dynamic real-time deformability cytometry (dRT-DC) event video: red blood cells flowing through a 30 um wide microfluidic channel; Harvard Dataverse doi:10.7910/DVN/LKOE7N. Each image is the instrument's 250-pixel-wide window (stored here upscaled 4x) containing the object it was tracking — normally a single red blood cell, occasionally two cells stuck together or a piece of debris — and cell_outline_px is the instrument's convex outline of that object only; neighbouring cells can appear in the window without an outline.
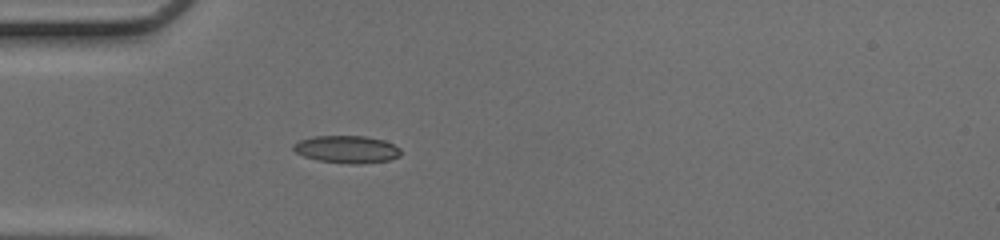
{"species": "common noctule bat (a hibernating species)", "species_latin": "Nyctalus noctula", "temperature_condition": "cold", "stored_images_in_passage": 35, "camera_frame_rate_fps": 3000, "um_per_image_px": 0.085, "animal": {"sex": "female", "body_mass_g": 17.0, "forearm_length_mm": 48.0}, "frame": {"image": 1, "passage_image": 1, "time_ms": 0.0, "image_size_px": [1000, 240], "cell_outline_px": [[400, 156], [388, 160], [360, 164], [348, 164], [320, 160], [304, 156], [296, 152], [292, 148], [292, 144], [300, 140], [316, 136], [364, 136], [384, 140], [400, 148]], "centroid_in_image_um": [29.48, 12.69], "position_along_channel_um": 55.5, "area_um2": 17.05}}
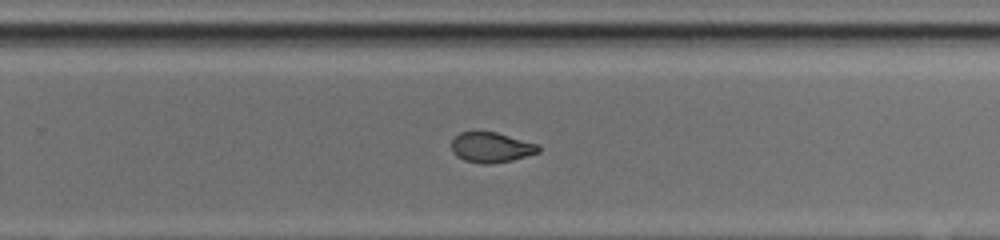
{"frame": {"image": 2, "passage_image": 18, "time_ms": 5.667, "image_size_px": [1000, 240], "cell_outline_px": [[540, 152], [512, 160], [492, 164], [480, 164], [464, 160], [456, 156], [452, 152], [452, 140], [460, 132], [496, 132], [540, 144]], "centroid_in_image_um": [41.77, 12.54], "position_along_channel_um": 288.0, "area_um2": 15.43}}
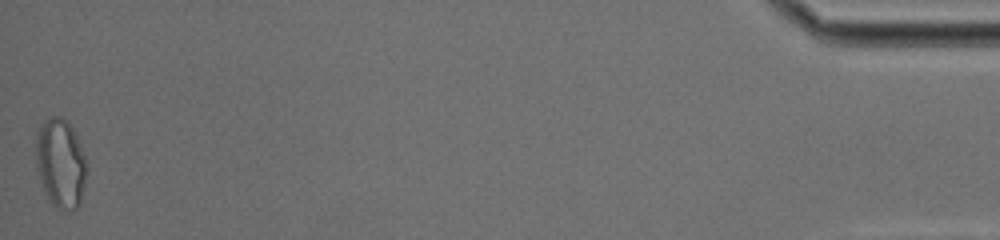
{"frame": {"image": 3, "passage_image": 35, "time_ms": 11.333, "image_size_px": [1000, 240], "cell_outline_px": [[88, 172], [80, 204], [76, 208], [64, 212], [56, 208], [48, 200], [40, 180], [36, 168], [36, 132], [40, 124], [48, 116], [60, 116], [72, 128], [76, 136], [84, 156], [88, 168]], "centroid_in_image_um": [5.14, 13.9], "position_along_channel_um": 430.1, "area_um2": 26.76}, "authors_computed_cell_mechanics": {"area_um2": 16.762, "velocity_mm_per_s": 4.2175, "shape_relaxation_time_tau1_ms": null, "shape_relaxation_time_tau2_ms": 1.7677, "deformation_change_tau1": null, "deformation_change_tau2": 0.0672}}